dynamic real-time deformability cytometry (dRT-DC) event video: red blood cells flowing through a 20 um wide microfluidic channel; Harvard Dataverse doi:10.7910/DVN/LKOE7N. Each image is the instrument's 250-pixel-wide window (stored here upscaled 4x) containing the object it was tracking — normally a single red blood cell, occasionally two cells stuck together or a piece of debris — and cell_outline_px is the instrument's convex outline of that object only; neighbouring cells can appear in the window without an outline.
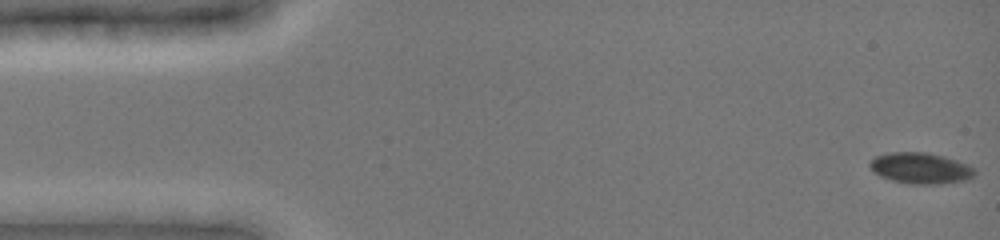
{"species": "common noctule bat (a hibernating species)", "species_latin": "Nyctalus noctula", "temperature_condition": "cold", "stored_images_in_passage": 49, "camera_frame_rate_fps": 3000, "um_per_image_px": 0.085, "animal": {"sex": "female", "body_mass_g": 19.0, "forearm_length_mm": 51.5}, "frame": {"image": 1, "passage_image": 1, "time_ms": 0.0, "image_size_px": [1000, 240], "cell_outline_px": [[976, 172], [968, 180], [940, 184], [912, 184], [892, 180], [880, 176], [868, 164], [876, 156], [888, 152], [928, 152], [944, 156], [968, 164], [976, 168]], "centroid_in_image_um": [78.29, 14.29], "position_along_channel_um": 6.7, "area_um2": 19.02}}
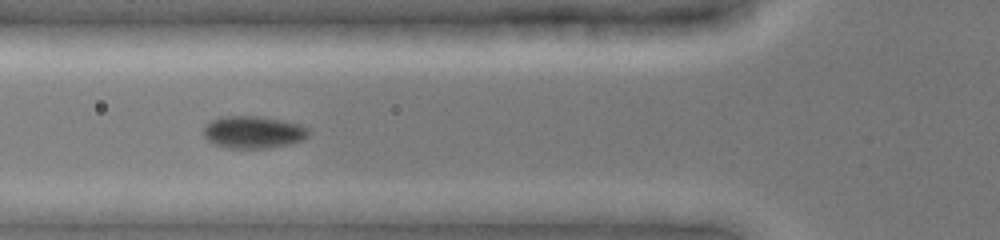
{"frame": {"image": 2, "passage_image": 18, "time_ms": 5.667, "image_size_px": [1000, 240], "cell_outline_px": [[308, 136], [304, 140], [288, 144], [268, 148], [228, 148], [216, 144], [208, 140], [204, 136], [204, 128], [212, 120], [224, 116], [260, 116], [284, 120], [300, 124], [308, 128]], "centroid_in_image_um": [21.57, 11.23], "position_along_channel_um": 104.2, "area_um2": 19.71}}
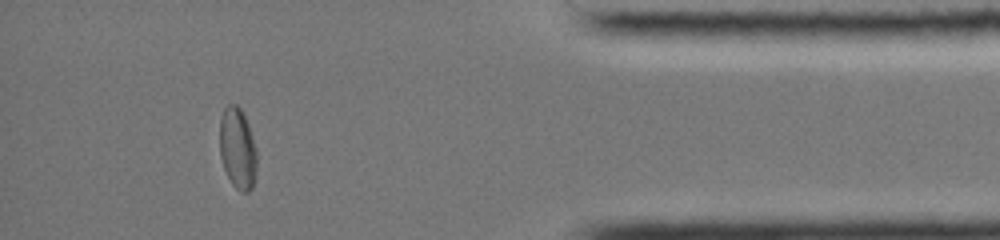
{"frame": {"image": 3, "passage_image": 44, "time_ms": 14.333, "image_size_px": [1000, 240], "cell_outline_px": [[256, 176], [252, 188], [248, 192], [240, 192], [232, 184], [224, 168], [220, 156], [220, 116], [224, 108], [228, 104], [236, 104], [244, 112], [256, 148]], "centroid_in_image_um": [20.2, 12.61], "position_along_channel_um": 415.0, "area_um2": 17.74}}